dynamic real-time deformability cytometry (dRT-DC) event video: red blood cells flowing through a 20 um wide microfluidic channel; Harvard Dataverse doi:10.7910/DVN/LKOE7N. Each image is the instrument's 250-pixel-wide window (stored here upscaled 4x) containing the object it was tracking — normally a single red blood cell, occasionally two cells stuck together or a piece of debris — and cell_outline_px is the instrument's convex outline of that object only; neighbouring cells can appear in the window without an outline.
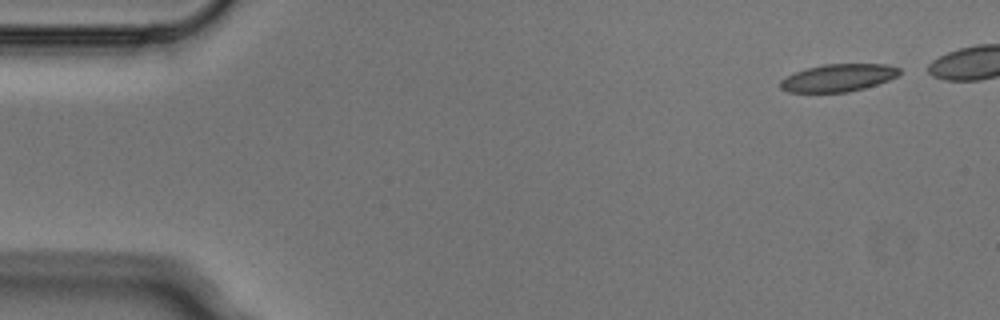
{"species": "Egyptian fruit bat (a non-hibernating species)", "species_latin": "Rousettus aegyptiacus", "temperature_condition": "cold", "stored_images_in_passage": 5, "camera_frame_rate_fps": 3000, "um_per_image_px": 0.085, "animal": {"sex": "male"}, "frame": {"image": 1, "passage_image": 1, "time_ms": 0.0, "image_size_px": [1000, 320], "cell_outline_px": [[900, 72], [896, 76], [888, 80], [864, 88], [848, 92], [788, 92], [780, 88], [780, 80], [796, 72], [808, 68], [824, 64], [888, 64], [900, 68]], "centroid_in_image_um": [71.25, 6.61], "position_along_channel_um": 13.7, "area_um2": 18.9}}